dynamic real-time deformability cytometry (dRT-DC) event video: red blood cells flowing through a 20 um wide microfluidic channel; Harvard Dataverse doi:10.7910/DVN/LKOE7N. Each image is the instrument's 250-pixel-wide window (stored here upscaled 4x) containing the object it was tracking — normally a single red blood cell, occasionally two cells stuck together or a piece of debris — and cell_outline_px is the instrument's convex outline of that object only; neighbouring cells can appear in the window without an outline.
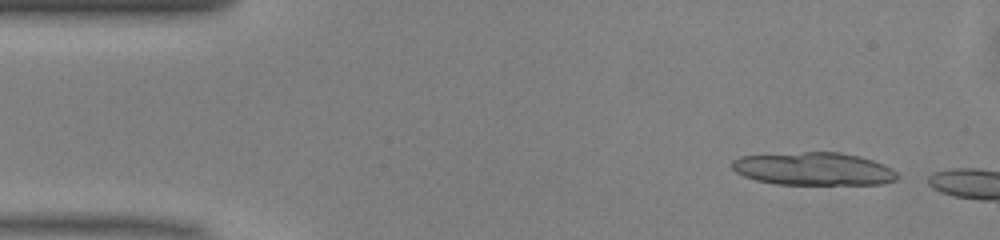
{"species": "common noctule bat (a hibernating species)", "species_latin": "Nyctalus noctula", "temperature_condition": "warm", "stored_images_in_passage": 5, "camera_frame_rate_fps": 3000, "um_per_image_px": 0.085, "animal": {"sex": "male", "body_mass_g": 13.0, "forearm_length_mm": 53.1}, "frame": {"image": 1, "passage_image": 2, "time_ms": 0.333, "image_size_px": [1000, 240], "cell_outline_px": [[900, 176], [896, 180], [884, 184], [776, 184], [756, 180], [744, 176], [736, 172], [732, 168], [732, 160], [740, 156], [804, 152], [840, 152], [860, 156], [884, 164], [892, 168]], "centroid_in_image_um": [69.19, 14.35], "position_along_channel_um": 15.8, "area_um2": 31.79}}